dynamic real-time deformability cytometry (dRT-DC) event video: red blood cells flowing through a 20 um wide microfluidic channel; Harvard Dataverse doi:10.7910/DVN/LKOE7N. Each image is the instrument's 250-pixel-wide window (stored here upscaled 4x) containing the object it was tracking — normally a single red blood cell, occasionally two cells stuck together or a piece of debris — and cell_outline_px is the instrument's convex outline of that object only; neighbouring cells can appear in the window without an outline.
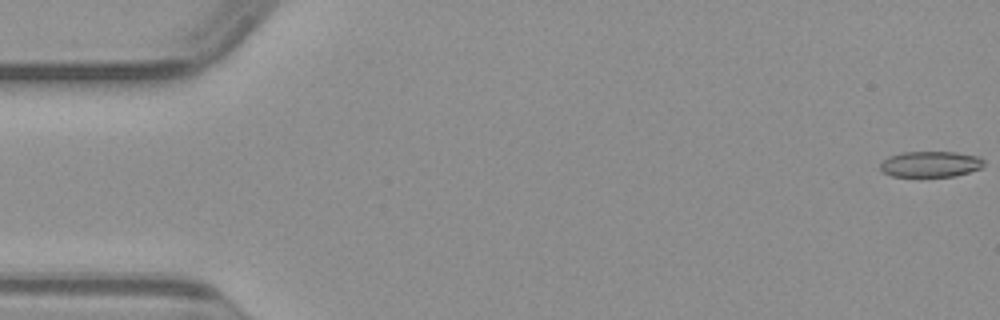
{"species": "common noctule bat (a hibernating species)", "species_latin": "Nyctalus noctula", "temperature_condition": "warm", "stored_images_in_passage": 50, "camera_frame_rate_fps": 3000, "um_per_image_px": 0.085, "animal": {"sex": "male", "body_mass_g": 23.1, "forearm_length_mm": 52.7}, "frame": {"image": 1, "passage_image": 1, "time_ms": 0.0, "image_size_px": [1000, 320], "cell_outline_px": [[984, 168], [956, 176], [892, 176], [884, 172], [880, 168], [880, 164], [888, 156], [904, 152], [956, 152], [980, 156], [984, 160]], "centroid_in_image_um": [79.16, 13.94], "position_along_channel_um": 5.8, "area_um2": 15.72}}
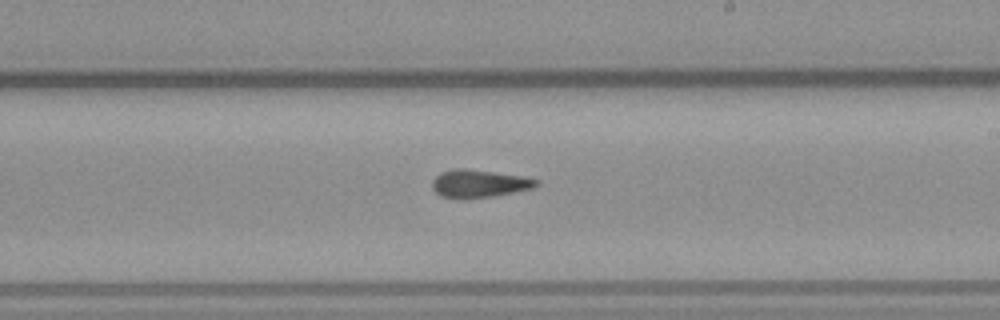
{"frame": {"image": 2, "passage_image": 29, "time_ms": 9.333, "image_size_px": [1000, 320], "cell_outline_px": [[540, 184], [532, 188], [492, 196], [464, 200], [456, 200], [440, 196], [432, 188], [432, 180], [440, 172], [452, 168], [464, 168], [524, 176], [540, 180]], "centroid_in_image_um": [40.68, 15.61], "position_along_channel_um": 248.3, "area_um2": 17.22}}
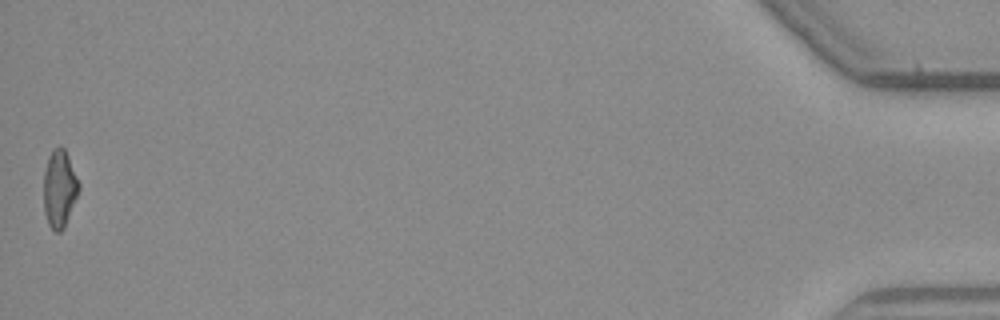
{"frame": {"image": 3, "passage_image": 50, "time_ms": 16.333, "image_size_px": [1000, 320], "cell_outline_px": [[80, 188], [64, 228], [60, 232], [56, 232], [48, 224], [44, 212], [44, 172], [48, 156], [52, 148], [60, 144], [64, 148], [68, 156], [80, 184]], "centroid_in_image_um": [5.05, 16.0], "position_along_channel_um": 430.2, "area_um2": 15.95}}